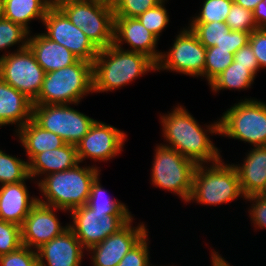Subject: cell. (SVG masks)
Wrapping results in <instances>:
<instances>
[{
  "label": "cell",
  "instance_id": "83f0119b",
  "mask_svg": "<svg viewBox=\"0 0 266 266\" xmlns=\"http://www.w3.org/2000/svg\"><path fill=\"white\" fill-rule=\"evenodd\" d=\"M29 179L33 180L29 175L28 161L0 150V186Z\"/></svg>",
  "mask_w": 266,
  "mask_h": 266
},
{
  "label": "cell",
  "instance_id": "ac0fdd59",
  "mask_svg": "<svg viewBox=\"0 0 266 266\" xmlns=\"http://www.w3.org/2000/svg\"><path fill=\"white\" fill-rule=\"evenodd\" d=\"M83 253L81 242L70 228L37 249L39 266H81Z\"/></svg>",
  "mask_w": 266,
  "mask_h": 266
},
{
  "label": "cell",
  "instance_id": "52a82bcc",
  "mask_svg": "<svg viewBox=\"0 0 266 266\" xmlns=\"http://www.w3.org/2000/svg\"><path fill=\"white\" fill-rule=\"evenodd\" d=\"M154 151L150 178L153 186L168 190L188 203L197 165L178 151L163 146L162 143L157 144Z\"/></svg>",
  "mask_w": 266,
  "mask_h": 266
},
{
  "label": "cell",
  "instance_id": "4316f807",
  "mask_svg": "<svg viewBox=\"0 0 266 266\" xmlns=\"http://www.w3.org/2000/svg\"><path fill=\"white\" fill-rule=\"evenodd\" d=\"M100 176L92 183L91 191L87 205L94 210L98 219H102L105 215L111 214H131L128 206L121 201L107 197V191L101 186Z\"/></svg>",
  "mask_w": 266,
  "mask_h": 266
},
{
  "label": "cell",
  "instance_id": "7c38bea8",
  "mask_svg": "<svg viewBox=\"0 0 266 266\" xmlns=\"http://www.w3.org/2000/svg\"><path fill=\"white\" fill-rule=\"evenodd\" d=\"M69 213L73 220V224L69 223V228L86 251L117 232L133 217L132 214H111L99 220V216L87 204L74 208Z\"/></svg>",
  "mask_w": 266,
  "mask_h": 266
},
{
  "label": "cell",
  "instance_id": "6da1fadb",
  "mask_svg": "<svg viewBox=\"0 0 266 266\" xmlns=\"http://www.w3.org/2000/svg\"><path fill=\"white\" fill-rule=\"evenodd\" d=\"M162 134L166 139L163 146L178 151L196 165L210 164L222 157L207 133L219 134V120L204 129L185 107L178 104L171 113L161 115Z\"/></svg>",
  "mask_w": 266,
  "mask_h": 266
},
{
  "label": "cell",
  "instance_id": "d6986e66",
  "mask_svg": "<svg viewBox=\"0 0 266 266\" xmlns=\"http://www.w3.org/2000/svg\"><path fill=\"white\" fill-rule=\"evenodd\" d=\"M38 197H30L26 182L0 186V219L22 226Z\"/></svg>",
  "mask_w": 266,
  "mask_h": 266
},
{
  "label": "cell",
  "instance_id": "ffe728a7",
  "mask_svg": "<svg viewBox=\"0 0 266 266\" xmlns=\"http://www.w3.org/2000/svg\"><path fill=\"white\" fill-rule=\"evenodd\" d=\"M27 46L46 73L70 66L79 60L70 50L52 41L44 33L31 36L29 33Z\"/></svg>",
  "mask_w": 266,
  "mask_h": 266
},
{
  "label": "cell",
  "instance_id": "ab89813d",
  "mask_svg": "<svg viewBox=\"0 0 266 266\" xmlns=\"http://www.w3.org/2000/svg\"><path fill=\"white\" fill-rule=\"evenodd\" d=\"M248 43L252 47L260 69H266V28H258L249 35Z\"/></svg>",
  "mask_w": 266,
  "mask_h": 266
},
{
  "label": "cell",
  "instance_id": "8d00e7d4",
  "mask_svg": "<svg viewBox=\"0 0 266 266\" xmlns=\"http://www.w3.org/2000/svg\"><path fill=\"white\" fill-rule=\"evenodd\" d=\"M0 266H39L37 250L21 246L0 256Z\"/></svg>",
  "mask_w": 266,
  "mask_h": 266
},
{
  "label": "cell",
  "instance_id": "f35d334b",
  "mask_svg": "<svg viewBox=\"0 0 266 266\" xmlns=\"http://www.w3.org/2000/svg\"><path fill=\"white\" fill-rule=\"evenodd\" d=\"M244 199L252 202L251 209H248V213L255 228H266V195H250Z\"/></svg>",
  "mask_w": 266,
  "mask_h": 266
},
{
  "label": "cell",
  "instance_id": "836d02e7",
  "mask_svg": "<svg viewBox=\"0 0 266 266\" xmlns=\"http://www.w3.org/2000/svg\"><path fill=\"white\" fill-rule=\"evenodd\" d=\"M225 23L231 31H244L251 34L258 29L253 18V11L241 7L235 2L232 3Z\"/></svg>",
  "mask_w": 266,
  "mask_h": 266
},
{
  "label": "cell",
  "instance_id": "2e32d148",
  "mask_svg": "<svg viewBox=\"0 0 266 266\" xmlns=\"http://www.w3.org/2000/svg\"><path fill=\"white\" fill-rule=\"evenodd\" d=\"M56 210L65 211L52 206L37 202L28 213L21 226L22 244L37 250L44 243L61 235L69 228V224H62L55 214Z\"/></svg>",
  "mask_w": 266,
  "mask_h": 266
},
{
  "label": "cell",
  "instance_id": "5b68a950",
  "mask_svg": "<svg viewBox=\"0 0 266 266\" xmlns=\"http://www.w3.org/2000/svg\"><path fill=\"white\" fill-rule=\"evenodd\" d=\"M93 93L92 63L79 59L76 63L47 72L33 104H80Z\"/></svg>",
  "mask_w": 266,
  "mask_h": 266
},
{
  "label": "cell",
  "instance_id": "7402d4cb",
  "mask_svg": "<svg viewBox=\"0 0 266 266\" xmlns=\"http://www.w3.org/2000/svg\"><path fill=\"white\" fill-rule=\"evenodd\" d=\"M33 101L0 78V127L16 124L18 129L32 119Z\"/></svg>",
  "mask_w": 266,
  "mask_h": 266
},
{
  "label": "cell",
  "instance_id": "f546056e",
  "mask_svg": "<svg viewBox=\"0 0 266 266\" xmlns=\"http://www.w3.org/2000/svg\"><path fill=\"white\" fill-rule=\"evenodd\" d=\"M29 32L20 24L5 18L0 19V50L18 45L16 51L25 49L28 44Z\"/></svg>",
  "mask_w": 266,
  "mask_h": 266
},
{
  "label": "cell",
  "instance_id": "e575fe53",
  "mask_svg": "<svg viewBox=\"0 0 266 266\" xmlns=\"http://www.w3.org/2000/svg\"><path fill=\"white\" fill-rule=\"evenodd\" d=\"M22 245L21 227L0 219V256L13 252Z\"/></svg>",
  "mask_w": 266,
  "mask_h": 266
},
{
  "label": "cell",
  "instance_id": "484cf974",
  "mask_svg": "<svg viewBox=\"0 0 266 266\" xmlns=\"http://www.w3.org/2000/svg\"><path fill=\"white\" fill-rule=\"evenodd\" d=\"M255 75L248 70V67L239 65L235 60L209 85L213 92L220 90H247L251 88L255 80Z\"/></svg>",
  "mask_w": 266,
  "mask_h": 266
},
{
  "label": "cell",
  "instance_id": "3957f363",
  "mask_svg": "<svg viewBox=\"0 0 266 266\" xmlns=\"http://www.w3.org/2000/svg\"><path fill=\"white\" fill-rule=\"evenodd\" d=\"M79 164L68 170L50 173L36 181L44 196L43 200L37 198V201L66 211L86 205L92 183L100 176L101 170L95 165L83 167Z\"/></svg>",
  "mask_w": 266,
  "mask_h": 266
},
{
  "label": "cell",
  "instance_id": "7a4b0ae2",
  "mask_svg": "<svg viewBox=\"0 0 266 266\" xmlns=\"http://www.w3.org/2000/svg\"><path fill=\"white\" fill-rule=\"evenodd\" d=\"M151 71H157L151 58L112 44L100 49L92 63L93 93L118 90Z\"/></svg>",
  "mask_w": 266,
  "mask_h": 266
},
{
  "label": "cell",
  "instance_id": "4dcf8cb0",
  "mask_svg": "<svg viewBox=\"0 0 266 266\" xmlns=\"http://www.w3.org/2000/svg\"><path fill=\"white\" fill-rule=\"evenodd\" d=\"M188 27L206 48L215 46L224 38L225 34L231 31L225 22L216 21L211 23H189Z\"/></svg>",
  "mask_w": 266,
  "mask_h": 266
},
{
  "label": "cell",
  "instance_id": "f1b7e54d",
  "mask_svg": "<svg viewBox=\"0 0 266 266\" xmlns=\"http://www.w3.org/2000/svg\"><path fill=\"white\" fill-rule=\"evenodd\" d=\"M233 61L234 54L229 50L218 49L217 46L206 48L204 77L207 79L208 85Z\"/></svg>",
  "mask_w": 266,
  "mask_h": 266
},
{
  "label": "cell",
  "instance_id": "b9f144b4",
  "mask_svg": "<svg viewBox=\"0 0 266 266\" xmlns=\"http://www.w3.org/2000/svg\"><path fill=\"white\" fill-rule=\"evenodd\" d=\"M234 60L244 67H248L255 76L260 69L256 56L249 43L241 47L235 54Z\"/></svg>",
  "mask_w": 266,
  "mask_h": 266
},
{
  "label": "cell",
  "instance_id": "d4e9b609",
  "mask_svg": "<svg viewBox=\"0 0 266 266\" xmlns=\"http://www.w3.org/2000/svg\"><path fill=\"white\" fill-rule=\"evenodd\" d=\"M48 9L47 0H4L3 5L4 18L20 24L30 34L31 20L43 22Z\"/></svg>",
  "mask_w": 266,
  "mask_h": 266
},
{
  "label": "cell",
  "instance_id": "d6a6232c",
  "mask_svg": "<svg viewBox=\"0 0 266 266\" xmlns=\"http://www.w3.org/2000/svg\"><path fill=\"white\" fill-rule=\"evenodd\" d=\"M165 1L163 0L157 6L148 9L137 19L143 24V26L151 31L158 39L160 38L161 32L169 24V15L165 6Z\"/></svg>",
  "mask_w": 266,
  "mask_h": 266
},
{
  "label": "cell",
  "instance_id": "9a60e30c",
  "mask_svg": "<svg viewBox=\"0 0 266 266\" xmlns=\"http://www.w3.org/2000/svg\"><path fill=\"white\" fill-rule=\"evenodd\" d=\"M133 220L132 217L117 232L87 250L91 253L93 266H117L124 255L148 233L143 222L135 227Z\"/></svg>",
  "mask_w": 266,
  "mask_h": 266
},
{
  "label": "cell",
  "instance_id": "7bdbcfd3",
  "mask_svg": "<svg viewBox=\"0 0 266 266\" xmlns=\"http://www.w3.org/2000/svg\"><path fill=\"white\" fill-rule=\"evenodd\" d=\"M253 18L258 28H266V0L259 2L253 10Z\"/></svg>",
  "mask_w": 266,
  "mask_h": 266
},
{
  "label": "cell",
  "instance_id": "9c48e42d",
  "mask_svg": "<svg viewBox=\"0 0 266 266\" xmlns=\"http://www.w3.org/2000/svg\"><path fill=\"white\" fill-rule=\"evenodd\" d=\"M32 119L43 129L59 135L66 144L75 146L96 121L70 104H33Z\"/></svg>",
  "mask_w": 266,
  "mask_h": 266
},
{
  "label": "cell",
  "instance_id": "e0dca14e",
  "mask_svg": "<svg viewBox=\"0 0 266 266\" xmlns=\"http://www.w3.org/2000/svg\"><path fill=\"white\" fill-rule=\"evenodd\" d=\"M158 40L137 18L114 17L113 44L117 47L127 43L131 49L125 50L142 53L157 64L162 53L156 49Z\"/></svg>",
  "mask_w": 266,
  "mask_h": 266
},
{
  "label": "cell",
  "instance_id": "74e56055",
  "mask_svg": "<svg viewBox=\"0 0 266 266\" xmlns=\"http://www.w3.org/2000/svg\"><path fill=\"white\" fill-rule=\"evenodd\" d=\"M148 233L124 255L117 266H153L150 264Z\"/></svg>",
  "mask_w": 266,
  "mask_h": 266
},
{
  "label": "cell",
  "instance_id": "ee69618b",
  "mask_svg": "<svg viewBox=\"0 0 266 266\" xmlns=\"http://www.w3.org/2000/svg\"><path fill=\"white\" fill-rule=\"evenodd\" d=\"M84 0H47L48 7L51 9H60L62 6L69 4L80 2Z\"/></svg>",
  "mask_w": 266,
  "mask_h": 266
},
{
  "label": "cell",
  "instance_id": "8992f818",
  "mask_svg": "<svg viewBox=\"0 0 266 266\" xmlns=\"http://www.w3.org/2000/svg\"><path fill=\"white\" fill-rule=\"evenodd\" d=\"M219 132L253 147L266 146V103L250 97L233 104L219 119Z\"/></svg>",
  "mask_w": 266,
  "mask_h": 266
},
{
  "label": "cell",
  "instance_id": "5bb4252c",
  "mask_svg": "<svg viewBox=\"0 0 266 266\" xmlns=\"http://www.w3.org/2000/svg\"><path fill=\"white\" fill-rule=\"evenodd\" d=\"M126 137L124 131L96 120L76 145L79 163L86 158L104 162L115 158L123 151Z\"/></svg>",
  "mask_w": 266,
  "mask_h": 266
},
{
  "label": "cell",
  "instance_id": "7dc6e473",
  "mask_svg": "<svg viewBox=\"0 0 266 266\" xmlns=\"http://www.w3.org/2000/svg\"><path fill=\"white\" fill-rule=\"evenodd\" d=\"M3 5H4V0H0V19L4 18Z\"/></svg>",
  "mask_w": 266,
  "mask_h": 266
},
{
  "label": "cell",
  "instance_id": "4fadbf2b",
  "mask_svg": "<svg viewBox=\"0 0 266 266\" xmlns=\"http://www.w3.org/2000/svg\"><path fill=\"white\" fill-rule=\"evenodd\" d=\"M47 31L44 34L70 50L77 58L93 63L98 49L81 28L76 27L60 9L49 8L43 19Z\"/></svg>",
  "mask_w": 266,
  "mask_h": 266
},
{
  "label": "cell",
  "instance_id": "60d3db41",
  "mask_svg": "<svg viewBox=\"0 0 266 266\" xmlns=\"http://www.w3.org/2000/svg\"><path fill=\"white\" fill-rule=\"evenodd\" d=\"M249 35V33L244 31H230L215 46L218 49L229 50V52L235 54L241 47L248 43Z\"/></svg>",
  "mask_w": 266,
  "mask_h": 266
},
{
  "label": "cell",
  "instance_id": "603a6c76",
  "mask_svg": "<svg viewBox=\"0 0 266 266\" xmlns=\"http://www.w3.org/2000/svg\"><path fill=\"white\" fill-rule=\"evenodd\" d=\"M79 163L77 147L65 144L62 147L37 154L29 163V175L36 177L71 169ZM40 175V176H39Z\"/></svg>",
  "mask_w": 266,
  "mask_h": 266
},
{
  "label": "cell",
  "instance_id": "44dd1931",
  "mask_svg": "<svg viewBox=\"0 0 266 266\" xmlns=\"http://www.w3.org/2000/svg\"><path fill=\"white\" fill-rule=\"evenodd\" d=\"M248 152L243 164H233L245 197L266 190V146L253 147Z\"/></svg>",
  "mask_w": 266,
  "mask_h": 266
},
{
  "label": "cell",
  "instance_id": "d590c367",
  "mask_svg": "<svg viewBox=\"0 0 266 266\" xmlns=\"http://www.w3.org/2000/svg\"><path fill=\"white\" fill-rule=\"evenodd\" d=\"M162 1L163 0H117V3L113 6L114 17L137 18Z\"/></svg>",
  "mask_w": 266,
  "mask_h": 266
},
{
  "label": "cell",
  "instance_id": "1f68e13d",
  "mask_svg": "<svg viewBox=\"0 0 266 266\" xmlns=\"http://www.w3.org/2000/svg\"><path fill=\"white\" fill-rule=\"evenodd\" d=\"M233 0H204L201 11L190 23L225 22Z\"/></svg>",
  "mask_w": 266,
  "mask_h": 266
},
{
  "label": "cell",
  "instance_id": "bcb514c9",
  "mask_svg": "<svg viewBox=\"0 0 266 266\" xmlns=\"http://www.w3.org/2000/svg\"><path fill=\"white\" fill-rule=\"evenodd\" d=\"M91 1L104 3V4L110 5L112 7L117 3V0H91Z\"/></svg>",
  "mask_w": 266,
  "mask_h": 266
},
{
  "label": "cell",
  "instance_id": "30bf717a",
  "mask_svg": "<svg viewBox=\"0 0 266 266\" xmlns=\"http://www.w3.org/2000/svg\"><path fill=\"white\" fill-rule=\"evenodd\" d=\"M45 74L28 46L0 56V78L32 101L41 91Z\"/></svg>",
  "mask_w": 266,
  "mask_h": 266
},
{
  "label": "cell",
  "instance_id": "cb8c5ba5",
  "mask_svg": "<svg viewBox=\"0 0 266 266\" xmlns=\"http://www.w3.org/2000/svg\"><path fill=\"white\" fill-rule=\"evenodd\" d=\"M28 156V163L39 153L64 146L66 143L57 134L47 131L30 119L15 133Z\"/></svg>",
  "mask_w": 266,
  "mask_h": 266
},
{
  "label": "cell",
  "instance_id": "277c9868",
  "mask_svg": "<svg viewBox=\"0 0 266 266\" xmlns=\"http://www.w3.org/2000/svg\"><path fill=\"white\" fill-rule=\"evenodd\" d=\"M223 160L221 158L208 166L200 164L195 167L189 203L196 201L199 204L215 206L229 203L239 197L245 198L236 168L233 163L225 164Z\"/></svg>",
  "mask_w": 266,
  "mask_h": 266
},
{
  "label": "cell",
  "instance_id": "8fae6325",
  "mask_svg": "<svg viewBox=\"0 0 266 266\" xmlns=\"http://www.w3.org/2000/svg\"><path fill=\"white\" fill-rule=\"evenodd\" d=\"M170 48L161 53L157 71L167 70L192 77H204L206 47L189 27L181 29Z\"/></svg>",
  "mask_w": 266,
  "mask_h": 266
},
{
  "label": "cell",
  "instance_id": "f6af8a7d",
  "mask_svg": "<svg viewBox=\"0 0 266 266\" xmlns=\"http://www.w3.org/2000/svg\"><path fill=\"white\" fill-rule=\"evenodd\" d=\"M262 0H233L236 4L253 11L256 5Z\"/></svg>",
  "mask_w": 266,
  "mask_h": 266
},
{
  "label": "cell",
  "instance_id": "ba28073f",
  "mask_svg": "<svg viewBox=\"0 0 266 266\" xmlns=\"http://www.w3.org/2000/svg\"><path fill=\"white\" fill-rule=\"evenodd\" d=\"M67 18L98 49H104L114 43V9L112 6L84 0L69 3L60 8Z\"/></svg>",
  "mask_w": 266,
  "mask_h": 266
}]
</instances>
